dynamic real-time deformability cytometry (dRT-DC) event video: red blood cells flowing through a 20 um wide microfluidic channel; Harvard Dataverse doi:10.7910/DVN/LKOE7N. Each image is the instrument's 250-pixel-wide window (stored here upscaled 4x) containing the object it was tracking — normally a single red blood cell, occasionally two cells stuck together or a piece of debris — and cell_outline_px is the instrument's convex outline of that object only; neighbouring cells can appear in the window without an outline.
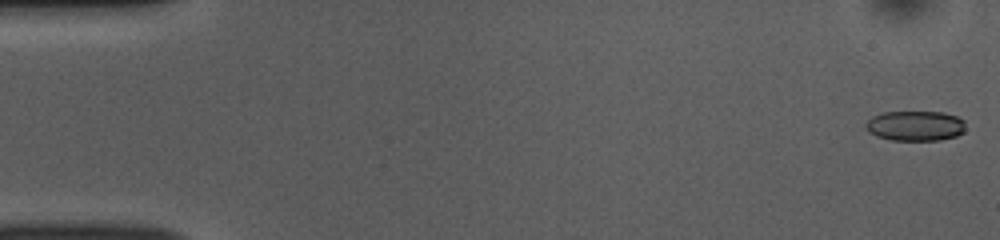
{"species": "common noctule bat (a hibernating species)", "species_latin": "Nyctalus noctula", "temperature_condition": "room temperature", "stored_images_in_passage": 21, "camera_frame_rate_fps": 3000, "um_per_image_px": 0.085, "animal": {"sex": "female", "body_mass_g": 10.0, "forearm_length_mm": 53.1}, "frame": {"image": 1, "passage_image": 1, "time_ms": 0.0, "image_size_px": [1000, 240], "cell_outline_px": [[964, 132], [956, 136], [940, 140], [892, 140], [876, 136], [868, 132], [864, 128], [864, 124], [872, 116], [880, 112], [944, 112], [956, 116], [964, 120]], "centroid_in_image_um": [77.76, 10.69], "position_along_channel_um": 7.2, "area_um2": 17.69}}
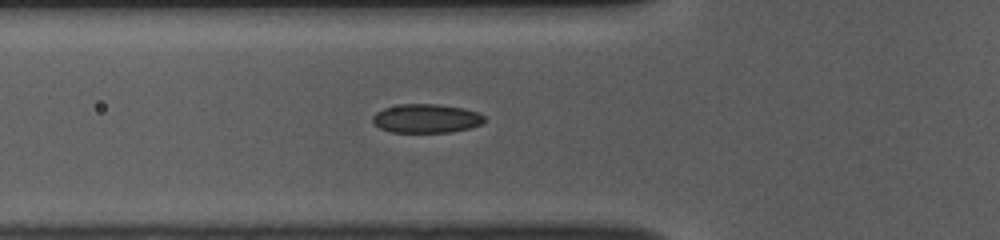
{"frame": {"image": 2, "passage_image": 18, "time_ms": 5.667, "image_size_px": [1000, 240], "cell_outline_px": [[484, 120], [480, 124], [472, 128], [452, 132], [392, 132], [380, 128], [372, 120], [372, 116], [376, 112], [384, 108], [400, 104], [436, 104], [464, 108], [476, 112], [484, 116]], "centroid_in_image_um": [36.23, 10.07], "position_along_channel_um": 89.6, "area_um2": 18.73}}
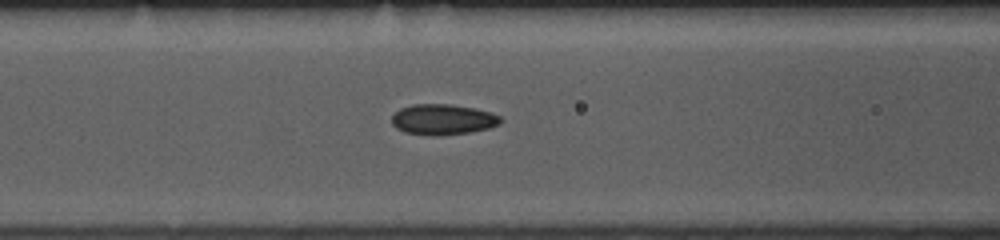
{"frame": {"image": 3, "passage_image": 21, "time_ms": 6.667, "image_size_px": [1000, 240], "cell_outline_px": [[500, 124], [488, 128], [472, 132], [440, 136], [432, 136], [404, 132], [396, 128], [392, 124], [392, 116], [400, 108], [412, 104], [452, 104], [476, 108], [492, 112], [500, 116]], "centroid_in_image_um": [37.64, 10.15], "position_along_channel_um": 129.0, "area_um2": 19.65}}